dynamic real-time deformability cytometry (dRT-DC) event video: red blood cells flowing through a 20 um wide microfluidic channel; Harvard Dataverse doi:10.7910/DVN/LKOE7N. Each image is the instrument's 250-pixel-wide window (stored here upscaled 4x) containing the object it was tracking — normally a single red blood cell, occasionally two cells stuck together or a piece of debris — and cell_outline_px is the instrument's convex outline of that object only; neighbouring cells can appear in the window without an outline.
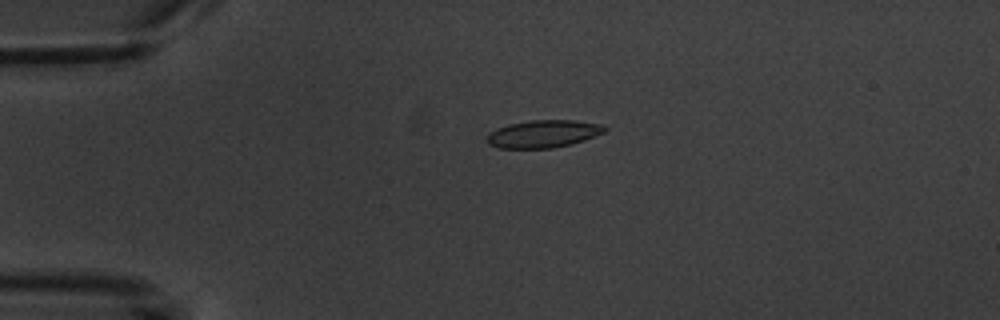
{"species": "common noctule bat (a hibernating species)", "species_latin": "Nyctalus noctula", "temperature_condition": "warm", "stored_images_in_passage": 5, "camera_frame_rate_fps": 3000, "um_per_image_px": 0.085, "animal": {"sex": "male", "body_mass_g": 20.1, "forearm_length_mm": 53.5}, "frame": {"image": 1, "passage_image": 4, "time_ms": 3.667, "image_size_px": [1000, 320], "cell_outline_px": [[608, 128], [604, 132], [584, 140], [572, 144], [552, 148], [500, 148], [488, 144], [484, 140], [488, 132], [496, 128], [508, 124], [532, 120], [576, 120], [604, 124]], "centroid_in_image_um": [46.16, 11.37], "position_along_channel_um": 38.8, "area_um2": 19.19}}